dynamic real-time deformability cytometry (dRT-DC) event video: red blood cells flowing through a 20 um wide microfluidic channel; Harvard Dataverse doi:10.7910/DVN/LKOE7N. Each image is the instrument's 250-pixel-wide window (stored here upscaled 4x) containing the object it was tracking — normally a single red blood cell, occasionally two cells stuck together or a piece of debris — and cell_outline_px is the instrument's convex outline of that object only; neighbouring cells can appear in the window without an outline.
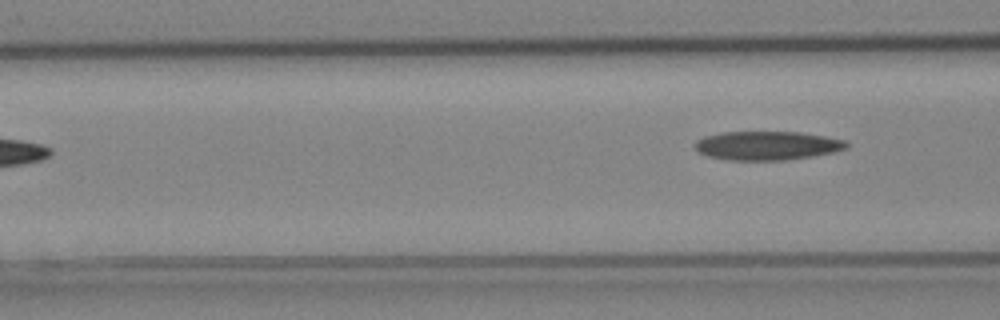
{"species": "Egyptian fruit bat (a non-hibernating species)", "species_latin": "Rousettus aegyptiacus", "temperature_condition": "cold", "stored_images_in_passage": 5, "segment_of_instrument_passage": [2, 2], "camera_frame_rate_fps": 3000, "um_per_image_px": 0.085, "animal": {"sex": "female"}, "frame": {"image": 1, "passage_image": 5, "time_ms": 1.333, "image_size_px": [1000, 320], "cell_outline_px": [[848, 148], [832, 152], [812, 156], [784, 160], [728, 160], [708, 156], [700, 152], [696, 148], [696, 140], [704, 136], [724, 132], [800, 132], [824, 136], [844, 140], [848, 144]], "centroid_in_image_um": [65.21, 12.37], "position_along_channel_um": 101.4, "area_um2": 25.26}}